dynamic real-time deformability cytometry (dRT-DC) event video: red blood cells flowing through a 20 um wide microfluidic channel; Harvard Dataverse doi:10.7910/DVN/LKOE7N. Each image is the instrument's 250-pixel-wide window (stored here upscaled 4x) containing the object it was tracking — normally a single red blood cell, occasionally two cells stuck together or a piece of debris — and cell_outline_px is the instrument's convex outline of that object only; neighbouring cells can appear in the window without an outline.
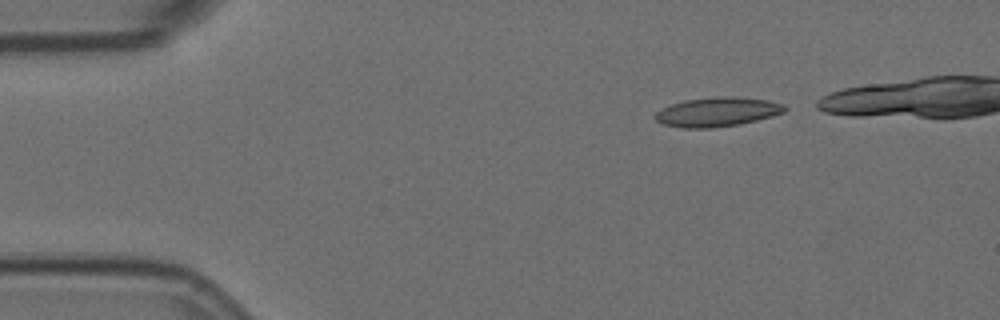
{"species": "Egyptian fruit bat (a non-hibernating species)", "species_latin": "Rousettus aegyptiacus", "temperature_condition": "room temperature", "stored_images_in_passage": 5, "camera_frame_rate_fps": 3000, "um_per_image_px": 0.085, "animal": {"sex": "female"}, "frame": {"image": 1, "passage_image": 1, "time_ms": 0.0, "image_size_px": [1000, 320], "cell_outline_px": [[788, 108], [784, 112], [772, 116], [740, 124], [712, 128], [680, 128], [664, 124], [656, 120], [652, 116], [660, 108], [684, 100], [716, 96], [732, 96], [768, 100], [784, 104]], "centroid_in_image_um": [60.95, 9.51], "position_along_channel_um": 24.1, "area_um2": 22.31}}
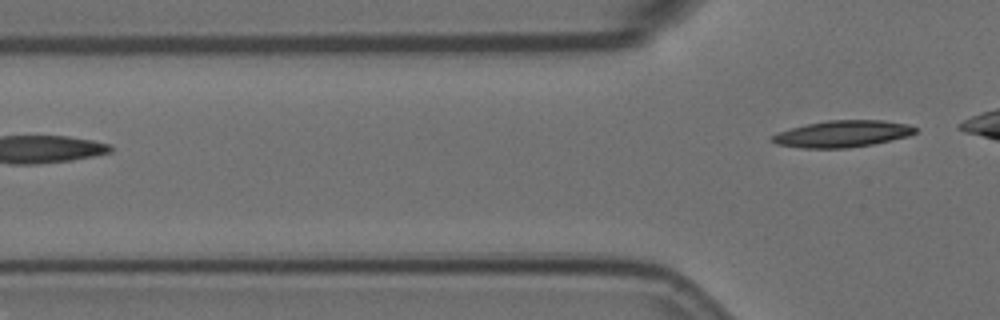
{"frame": {"image": 2, "passage_image": 5, "time_ms": 1.333, "image_size_px": [1000, 320], "cell_outline_px": [[916, 132], [908, 136], [872, 144], [848, 148], [804, 148], [776, 144], [768, 140], [768, 136], [792, 128], [808, 124], [828, 120], [884, 120], [908, 124], [916, 128]], "centroid_in_image_um": [71.58, 11.38], "position_along_channel_um": 54.2, "area_um2": 22.2}}